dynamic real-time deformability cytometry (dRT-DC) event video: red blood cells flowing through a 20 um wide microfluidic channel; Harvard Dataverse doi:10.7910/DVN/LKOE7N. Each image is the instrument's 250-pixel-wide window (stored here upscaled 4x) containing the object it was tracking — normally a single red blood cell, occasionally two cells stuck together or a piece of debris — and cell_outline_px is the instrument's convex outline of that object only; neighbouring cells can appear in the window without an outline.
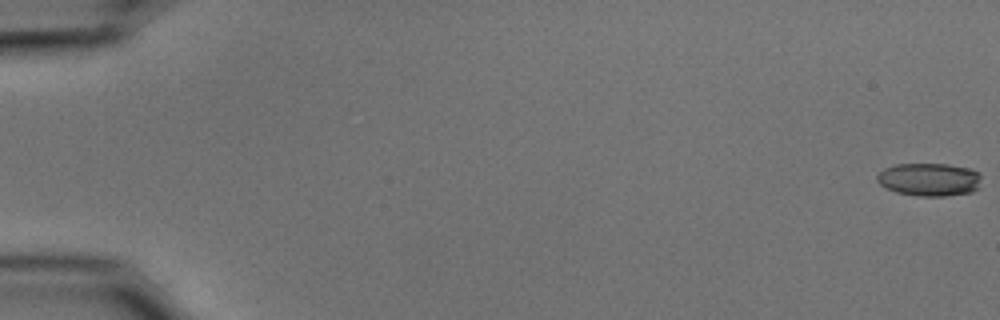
{"species": "common noctule bat (a hibernating species)", "species_latin": "Nyctalus noctula", "temperature_condition": "cold", "stored_images_in_passage": 11, "camera_frame_rate_fps": 3000, "um_per_image_px": 0.085, "animal": {"sex": "male", "body_mass_g": 15.6}, "frame": {"image": 1, "passage_image": 1, "time_ms": 0.0, "image_size_px": [1000, 320], "cell_outline_px": [[980, 188], [972, 192], [944, 196], [920, 196], [896, 192], [880, 184], [876, 180], [876, 176], [884, 168], [896, 164], [948, 164], [968, 168], [980, 172]], "centroid_in_image_um": [79.01, 15.25], "position_along_channel_um": 6.0, "area_um2": 20.17}}